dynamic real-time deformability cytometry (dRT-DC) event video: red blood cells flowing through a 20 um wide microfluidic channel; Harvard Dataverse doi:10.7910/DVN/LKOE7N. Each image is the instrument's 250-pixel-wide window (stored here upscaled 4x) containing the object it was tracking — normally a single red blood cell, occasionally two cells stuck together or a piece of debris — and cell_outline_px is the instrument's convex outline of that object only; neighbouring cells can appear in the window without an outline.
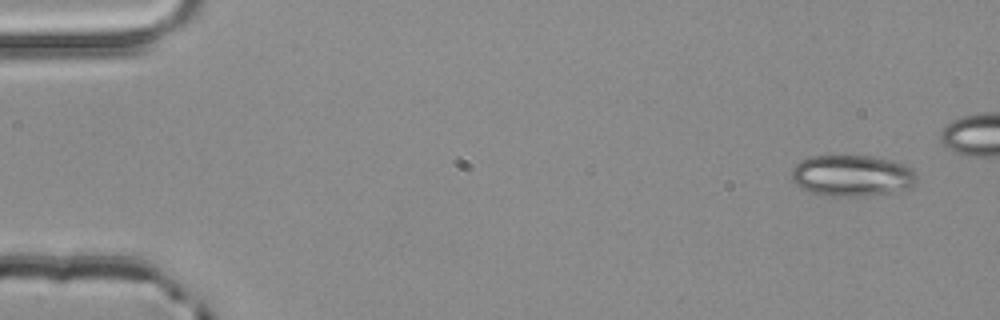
{"species": "common noctule bat (a hibernating species)", "species_latin": "Nyctalus noctula", "temperature_condition": "room temperature", "stored_images_in_passage": 5, "camera_frame_rate_fps": 3000, "um_per_image_px": 0.085, "animal": {"sex": "male", "body_mass_g": 20.4}, "frame": {"image": 1, "passage_image": 1, "time_ms": 0.0, "image_size_px": [1000, 320], "cell_outline_px": [[916, 184], [912, 188], [896, 192], [856, 196], [828, 196], [812, 192], [800, 188], [792, 180], [792, 168], [800, 160], [812, 156], [872, 156], [888, 160], [912, 168], [916, 172]], "centroid_in_image_um": [72.43, 14.94], "position_along_channel_um": 12.6, "area_um2": 30.17}}